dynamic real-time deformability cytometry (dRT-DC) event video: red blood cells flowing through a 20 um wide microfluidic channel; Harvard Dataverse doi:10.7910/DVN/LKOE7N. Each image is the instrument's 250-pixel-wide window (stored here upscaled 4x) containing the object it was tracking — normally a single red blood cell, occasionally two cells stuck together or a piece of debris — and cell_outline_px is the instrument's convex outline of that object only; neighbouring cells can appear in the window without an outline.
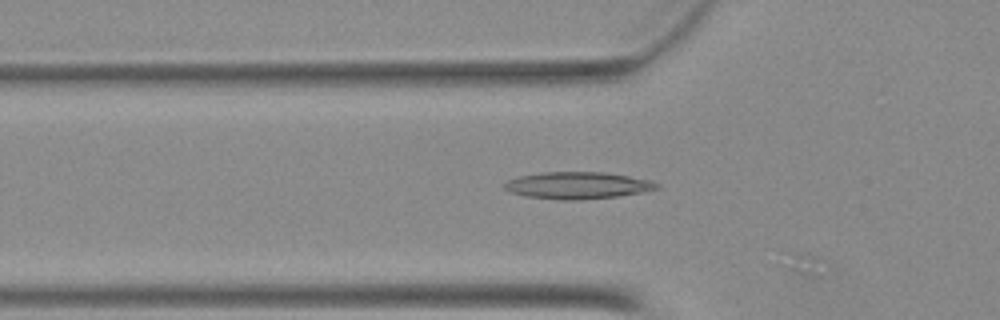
{"species": "Egyptian fruit bat (a non-hibernating species)", "species_latin": "Rousettus aegyptiacus", "temperature_condition": "warm", "stored_images_in_passage": 44, "camera_frame_rate_fps": 3000, "um_per_image_px": 0.085, "animal": {"sex": "female"}, "frame": {"image": 1, "passage_image": 11, "time_ms": 3.333, "image_size_px": [1000, 320], "cell_outline_px": [[660, 188], [644, 192], [620, 196], [580, 200], [560, 200], [524, 196], [508, 192], [504, 188], [504, 184], [508, 180], [520, 176], [540, 172], [604, 172], [652, 180], [660, 184]], "centroid_in_image_um": [49.12, 15.76], "position_along_channel_um": 76.7, "area_um2": 24.22}}
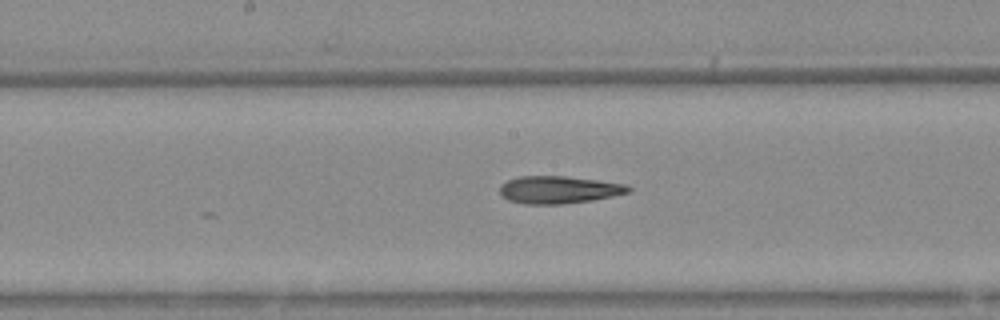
{"frame": {"image": 2, "passage_image": 20, "time_ms": 6.333, "image_size_px": [1000, 320], "cell_outline_px": [[632, 188], [628, 192], [612, 196], [592, 200], [564, 204], [524, 204], [508, 200], [500, 196], [500, 184], [508, 180], [520, 176], [564, 176], [596, 180], [624, 184]], "centroid_in_image_um": [47.43, 16.13], "position_along_channel_um": 200.8, "area_um2": 20.52}}
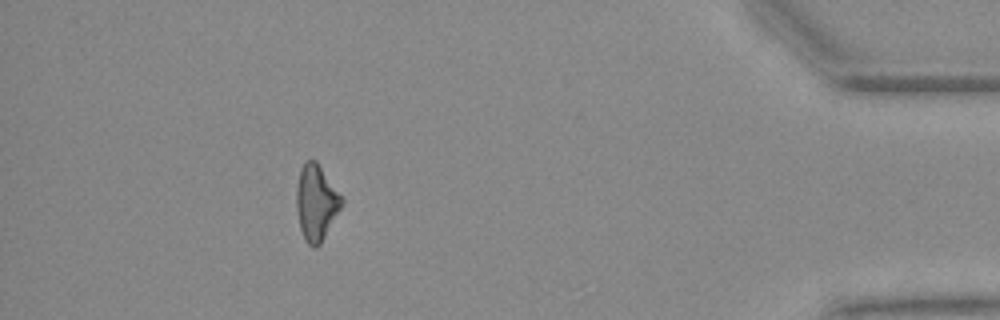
{"frame": {"image": 3, "passage_image": 39, "time_ms": 12.667, "image_size_px": [1000, 320], "cell_outline_px": [[344, 200], [340, 208], [320, 244], [316, 248], [312, 248], [304, 240], [300, 228], [296, 208], [296, 188], [300, 168], [308, 160], [316, 160]], "centroid_in_image_um": [26.84, 17.23], "position_along_channel_um": 408.4, "area_um2": 19.71}}